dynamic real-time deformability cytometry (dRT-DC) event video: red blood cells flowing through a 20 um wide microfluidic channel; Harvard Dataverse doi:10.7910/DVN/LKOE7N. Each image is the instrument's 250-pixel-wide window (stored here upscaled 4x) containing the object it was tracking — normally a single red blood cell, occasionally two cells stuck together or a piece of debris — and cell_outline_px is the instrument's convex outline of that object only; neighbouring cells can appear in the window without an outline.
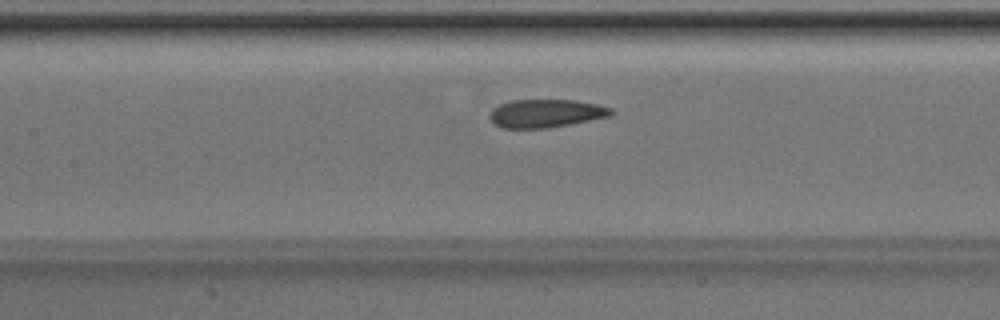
{"species": "Egyptian fruit bat (a non-hibernating species)", "species_latin": "Rousettus aegyptiacus", "temperature_condition": "room temperature", "stored_images_in_passage": 14, "camera_frame_rate_fps": 3000, "um_per_image_px": 0.085, "animal": {"sex": "male"}, "frame": {"image": 1, "passage_image": 12, "time_ms": 3.667, "image_size_px": [1000, 320], "cell_outline_px": [[616, 112], [612, 116], [548, 128], [500, 128], [492, 124], [488, 116], [492, 108], [500, 104], [512, 100], [576, 100], [596, 104], [612, 108]], "centroid_in_image_um": [46.39, 9.64], "position_along_channel_um": 161.0, "area_um2": 20.23}}